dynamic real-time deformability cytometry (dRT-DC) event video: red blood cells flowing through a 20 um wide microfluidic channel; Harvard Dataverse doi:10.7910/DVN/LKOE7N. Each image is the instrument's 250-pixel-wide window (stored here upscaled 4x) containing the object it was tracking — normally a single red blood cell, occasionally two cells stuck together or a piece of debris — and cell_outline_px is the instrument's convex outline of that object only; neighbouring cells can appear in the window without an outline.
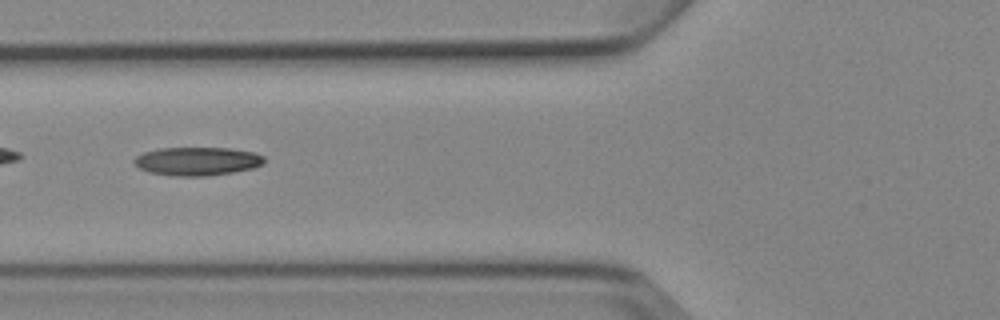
{"species": "Egyptian fruit bat (a non-hibernating species)", "species_latin": "Rousettus aegyptiacus", "temperature_condition": "cold", "stored_images_in_passage": 7, "camera_frame_rate_fps": 3000, "um_per_image_px": 0.085, "animal": {"sex": "female"}, "frame": {"image": 1, "passage_image": 3, "time_ms": 2.667, "image_size_px": [1000, 320], "cell_outline_px": [[264, 164], [252, 168], [232, 172], [208, 176], [172, 176], [148, 172], [132, 164], [132, 160], [136, 156], [144, 152], [160, 148], [228, 148], [252, 152], [264, 156]], "centroid_in_image_um": [16.72, 13.71], "position_along_channel_um": 109.1, "area_um2": 21.62}}
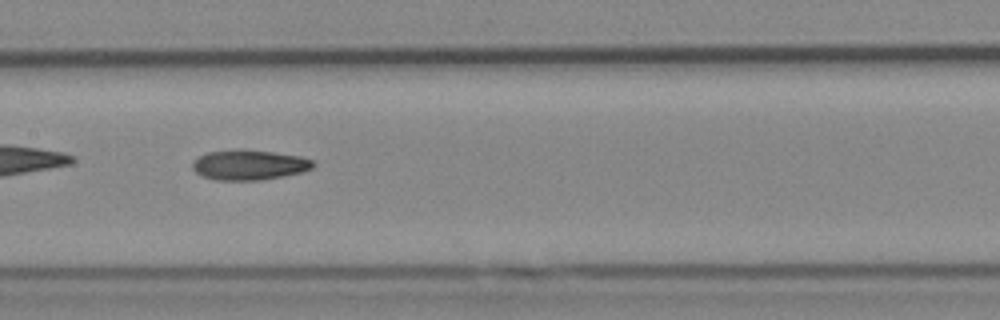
{"frame": {"image": 2, "passage_image": 5, "time_ms": 4.667, "image_size_px": [1000, 320], "cell_outline_px": [[316, 164], [312, 168], [304, 172], [260, 180], [216, 180], [204, 176], [196, 172], [192, 168], [192, 160], [196, 156], [208, 152], [240, 148], [244, 148], [300, 156], [312, 160]], "centroid_in_image_um": [21.16, 14.0], "position_along_channel_um": 186.2, "area_um2": 21.44}}
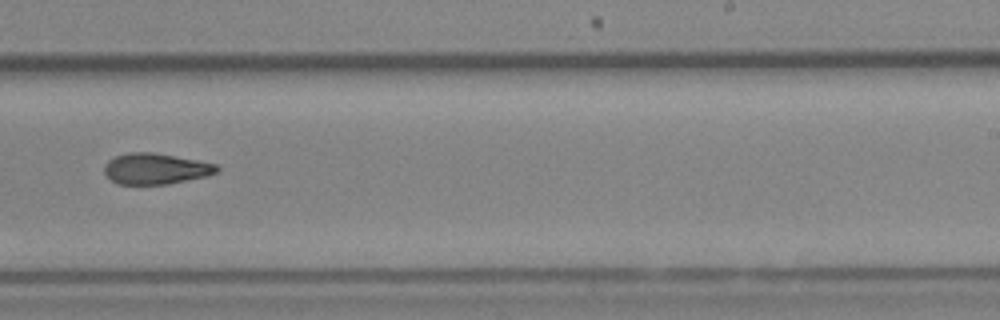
{"frame": {"image": 3, "passage_image": 7, "time_ms": 7.0, "image_size_px": [1000, 320], "cell_outline_px": [[220, 172], [208, 176], [168, 184], [116, 184], [104, 172], [104, 164], [108, 160], [116, 156], [128, 152], [152, 152], [196, 160], [216, 164], [220, 168]], "centroid_in_image_um": [13.24, 14.34], "position_along_channel_um": 275.8, "area_um2": 20.35}}